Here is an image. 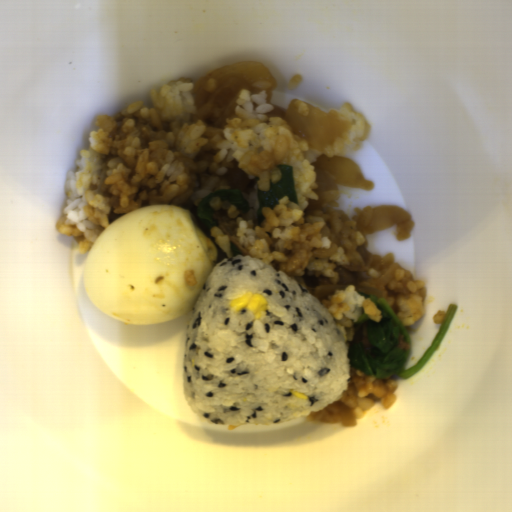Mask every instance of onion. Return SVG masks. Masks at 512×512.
Wrapping results in <instances>:
<instances>
[{"label":"onion","mask_w":512,"mask_h":512,"mask_svg":"<svg viewBox=\"0 0 512 512\" xmlns=\"http://www.w3.org/2000/svg\"><path fill=\"white\" fill-rule=\"evenodd\" d=\"M261 80L269 83L266 101L272 103L271 91L277 78L261 61L242 60L197 79L191 89L195 108L192 119L215 129L224 128L238 106L240 91L256 94L259 88L253 84Z\"/></svg>","instance_id":"obj_1"},{"label":"onion","mask_w":512,"mask_h":512,"mask_svg":"<svg viewBox=\"0 0 512 512\" xmlns=\"http://www.w3.org/2000/svg\"><path fill=\"white\" fill-rule=\"evenodd\" d=\"M283 118L296 136L306 140L308 147L317 150L335 144L347 128L336 111L322 110L297 98L292 99Z\"/></svg>","instance_id":"obj_2"}]
</instances>
